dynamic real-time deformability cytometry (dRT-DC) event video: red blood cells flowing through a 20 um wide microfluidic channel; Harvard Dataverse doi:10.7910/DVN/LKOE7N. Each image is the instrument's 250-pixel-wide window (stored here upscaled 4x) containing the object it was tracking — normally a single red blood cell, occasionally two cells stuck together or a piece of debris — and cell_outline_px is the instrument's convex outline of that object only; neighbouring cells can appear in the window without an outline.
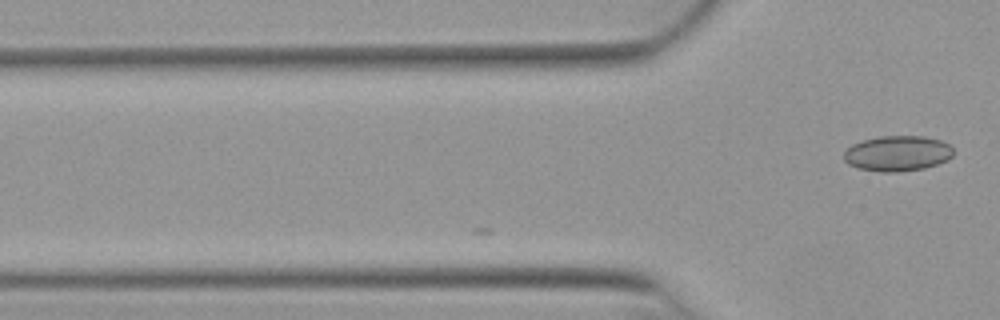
{"species": "Egyptian fruit bat (a non-hibernating species)", "species_latin": "Rousettus aegyptiacus", "temperature_condition": "warm", "stored_images_in_passage": 2, "camera_frame_rate_fps": 3000, "um_per_image_px": 0.085, "animal": {"sex": "female"}, "frame": {"image": 1, "passage_image": 2, "time_ms": 0.333, "image_size_px": [1000, 320], "cell_outline_px": [[956, 152], [948, 160], [924, 168], [896, 172], [880, 172], [860, 168], [848, 164], [844, 160], [844, 152], [852, 144], [860, 140], [880, 136], [924, 136], [940, 140], [948, 144]], "centroid_in_image_um": [76.29, 13.03], "position_along_channel_um": 49.5, "area_um2": 22.72}}